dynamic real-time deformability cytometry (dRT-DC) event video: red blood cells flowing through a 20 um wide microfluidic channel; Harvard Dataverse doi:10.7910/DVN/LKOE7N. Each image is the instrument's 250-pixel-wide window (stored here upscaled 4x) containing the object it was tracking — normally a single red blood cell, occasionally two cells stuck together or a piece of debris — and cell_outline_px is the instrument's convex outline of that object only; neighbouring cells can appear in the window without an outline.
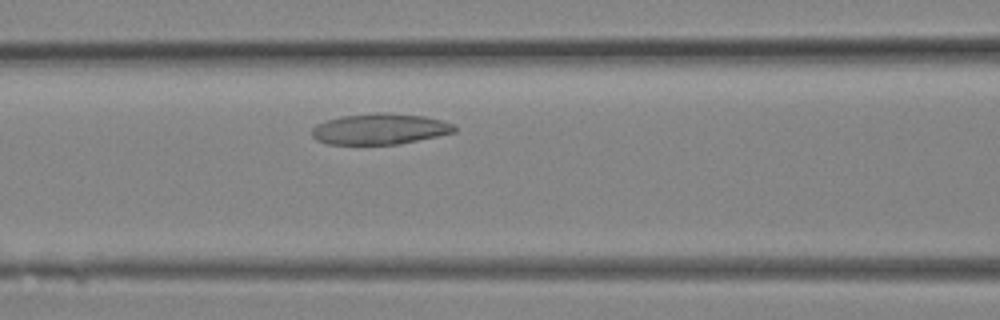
{"species": "Egyptian fruit bat (a non-hibernating species)", "species_latin": "Rousettus aegyptiacus", "temperature_condition": "room temperature", "stored_images_in_passage": 12, "camera_frame_rate_fps": 3000, "um_per_image_px": 0.085, "animal": {"sex": "female"}, "frame": {"image": 1, "passage_image": 7, "time_ms": 2.0, "image_size_px": [1000, 320], "cell_outline_px": [[456, 132], [396, 144], [328, 144], [316, 140], [312, 136], [312, 128], [316, 124], [340, 116], [376, 112], [388, 112], [424, 116], [440, 120], [452, 124], [456, 128]], "centroid_in_image_um": [32.25, 10.95], "position_along_channel_um": 134.4, "area_um2": 25.55}}
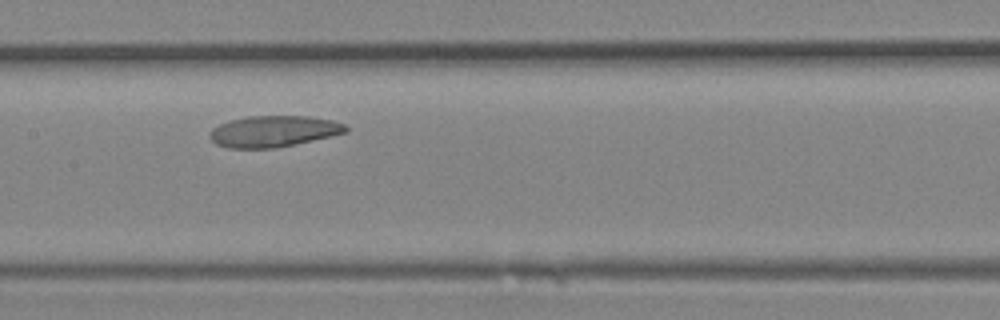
{"frame": {"image": 2, "passage_image": 9, "time_ms": 2.667, "image_size_px": [1000, 320], "cell_outline_px": [[348, 132], [332, 136], [276, 148], [228, 148], [216, 144], [208, 136], [212, 128], [220, 124], [232, 120], [248, 116], [308, 116], [332, 120], [344, 124], [348, 128]], "centroid_in_image_um": [23.26, 11.16], "position_along_channel_um": 184.1, "area_um2": 24.74}}
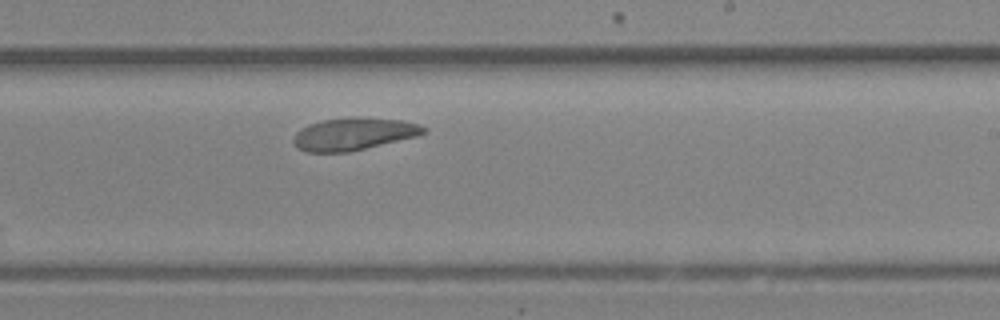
{"frame": {"image": 3, "passage_image": 12, "time_ms": 3.667, "image_size_px": [1000, 320], "cell_outline_px": [[428, 132], [420, 136], [348, 152], [304, 152], [292, 140], [296, 132], [300, 128], [308, 124], [320, 120], [356, 116], [400, 120], [420, 124], [428, 128]], "centroid_in_image_um": [30.1, 11.37], "position_along_channel_um": 258.9, "area_um2": 24.97}}